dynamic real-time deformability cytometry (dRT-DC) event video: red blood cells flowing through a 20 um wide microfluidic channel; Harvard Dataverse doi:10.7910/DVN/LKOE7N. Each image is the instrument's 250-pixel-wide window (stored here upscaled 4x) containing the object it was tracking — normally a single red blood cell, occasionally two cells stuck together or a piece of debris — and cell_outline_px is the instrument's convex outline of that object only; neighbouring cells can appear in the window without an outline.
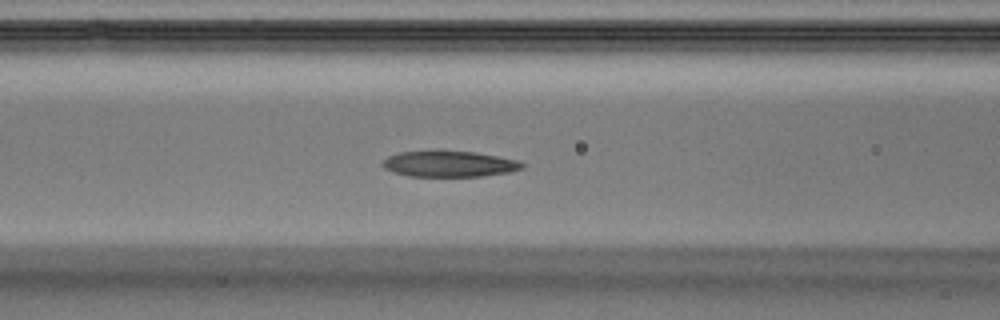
{"species": "Egyptian fruit bat (a non-hibernating species)", "species_latin": "Rousettus aegyptiacus", "temperature_condition": "warm", "stored_images_in_passage": 28, "camera_frame_rate_fps": 3000, "um_per_image_px": 0.085, "animal": {"sex": "male"}, "frame": {"image": 1, "passage_image": 4, "time_ms": 1.0, "image_size_px": [1000, 320], "cell_outline_px": [[524, 164], [520, 168], [508, 172], [480, 176], [412, 176], [396, 172], [384, 168], [380, 164], [388, 156], [400, 152], [436, 148], [476, 152], [516, 160]], "centroid_in_image_um": [38.11, 13.88], "position_along_channel_um": 128.5, "area_um2": 21.44}}
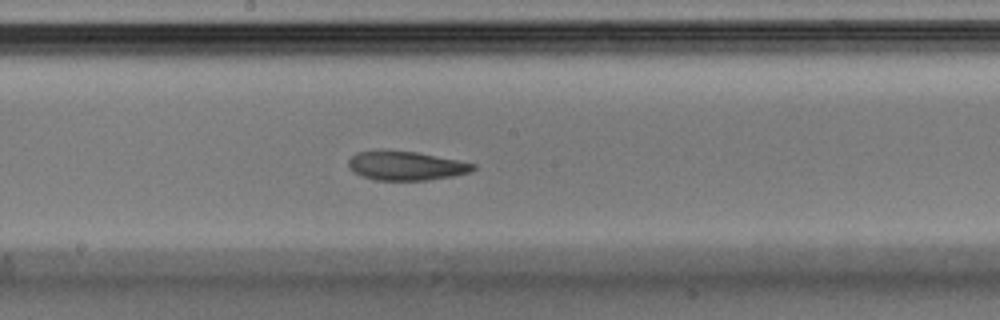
{"frame": {"image": 2, "passage_image": 9, "time_ms": 2.667, "image_size_px": [1000, 320], "cell_outline_px": [[476, 168], [468, 172], [452, 176], [428, 180], [376, 180], [364, 176], [356, 172], [348, 164], [348, 160], [356, 152], [416, 152], [476, 164]], "centroid_in_image_um": [34.55, 14.11], "position_along_channel_um": 213.7, "area_um2": 20.23}}
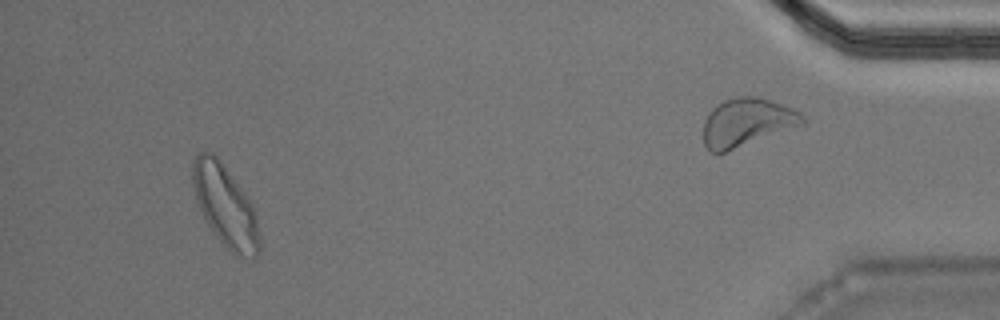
{"frame": {"image": 3, "passage_image": 25, "time_ms": 8.0, "image_size_px": [1000, 320], "cell_outline_px": [[260, 252], [252, 260], [232, 252], [216, 236], [208, 224], [200, 208], [192, 184], [192, 160], [200, 152], [212, 152], [220, 160], [252, 204], [256, 216], [260, 240]], "centroid_in_image_um": [19.16, 17.51], "position_along_channel_um": 416.0, "area_um2": 31.15}}